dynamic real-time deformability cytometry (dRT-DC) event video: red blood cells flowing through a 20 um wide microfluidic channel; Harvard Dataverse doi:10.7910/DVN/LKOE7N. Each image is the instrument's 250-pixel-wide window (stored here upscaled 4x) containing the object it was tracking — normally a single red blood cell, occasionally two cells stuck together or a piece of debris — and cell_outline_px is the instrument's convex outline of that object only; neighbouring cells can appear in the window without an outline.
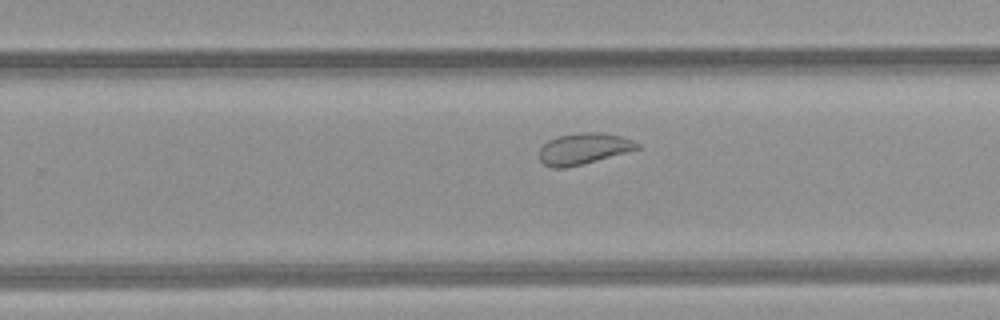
{"species": "common noctule bat (a hibernating species)", "species_latin": "Nyctalus noctula", "temperature_condition": "room temperature", "stored_images_in_passage": 28, "camera_frame_rate_fps": 3000, "um_per_image_px": 0.085, "animal": {"sex": "female", "body_mass_g": 21.9}, "frame": {"image": 1, "passage_image": 20, "time_ms": 6.333, "image_size_px": [1000, 320], "cell_outline_px": [[640, 148], [580, 164], [564, 168], [552, 168], [544, 164], [540, 160], [540, 148], [548, 140], [556, 136], [580, 132], [600, 132], [620, 136], [632, 140], [640, 144]], "centroid_in_image_um": [49.57, 12.62], "position_along_channel_um": 280.2, "area_um2": 17.51}}